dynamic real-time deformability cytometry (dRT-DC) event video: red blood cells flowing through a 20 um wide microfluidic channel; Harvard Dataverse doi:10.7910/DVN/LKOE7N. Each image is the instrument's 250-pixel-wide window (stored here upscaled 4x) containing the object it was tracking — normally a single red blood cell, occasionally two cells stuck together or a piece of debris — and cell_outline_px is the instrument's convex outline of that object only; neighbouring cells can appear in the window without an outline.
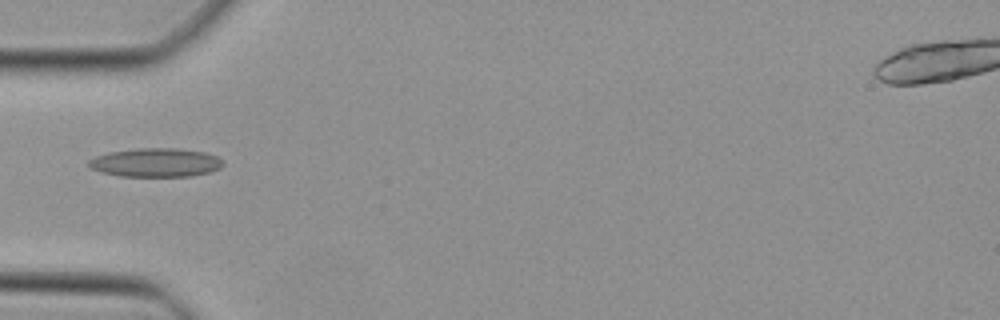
{"species": "Egyptian fruit bat (a non-hibernating species)", "species_latin": "Rousettus aegyptiacus", "temperature_condition": "cold", "stored_images_in_passage": 29, "camera_frame_rate_fps": 3000, "um_per_image_px": 0.085, "animal": {"sex": "female"}, "frame": {"image": 1, "passage_image": 1, "time_ms": 0.0, "image_size_px": [1000, 320], "cell_outline_px": [[224, 164], [220, 168], [208, 172], [192, 176], [116, 176], [100, 172], [92, 168], [88, 164], [88, 160], [96, 156], [108, 152], [136, 148], [176, 148], [204, 152], [216, 156], [224, 160]], "centroid_in_image_um": [13.23, 13.81], "position_along_channel_um": 71.8, "area_um2": 22.6}}
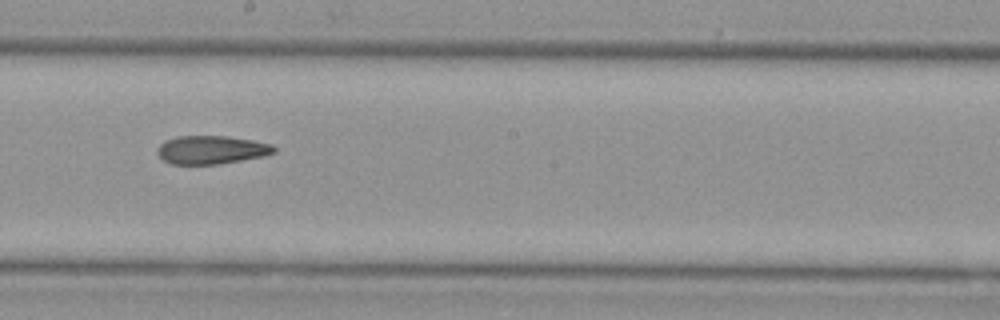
{"frame": {"image": 2, "passage_image": 12, "time_ms": 3.667, "image_size_px": [1000, 320], "cell_outline_px": [[276, 152], [264, 156], [220, 164], [172, 164], [164, 160], [156, 152], [156, 148], [164, 140], [176, 136], [228, 136], [252, 140], [272, 144], [276, 148]], "centroid_in_image_um": [17.96, 12.73], "position_along_channel_um": 230.2, "area_um2": 19.42}}
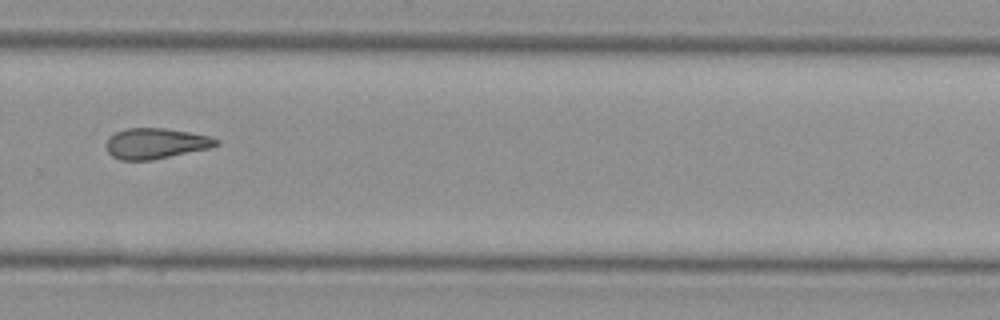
{"frame": {"image": 3, "passage_image": 18, "time_ms": 5.667, "image_size_px": [1000, 320], "cell_outline_px": [[220, 144], [212, 148], [152, 160], [120, 160], [112, 156], [108, 152], [108, 140], [116, 132], [124, 128], [164, 128], [188, 132], [208, 136], [220, 140]], "centroid_in_image_um": [13.29, 12.2], "position_along_channel_um": 316.5, "area_um2": 19.54}}